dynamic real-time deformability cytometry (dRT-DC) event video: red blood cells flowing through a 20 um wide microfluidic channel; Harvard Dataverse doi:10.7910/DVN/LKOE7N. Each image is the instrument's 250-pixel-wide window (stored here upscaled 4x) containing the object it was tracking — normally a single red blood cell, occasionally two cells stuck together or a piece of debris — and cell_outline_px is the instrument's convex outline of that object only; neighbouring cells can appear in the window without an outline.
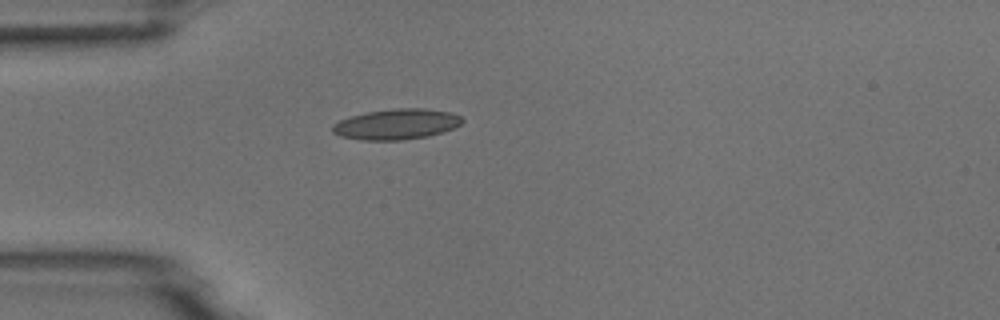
{"species": "common noctule bat (a hibernating species)", "species_latin": "Nyctalus noctula", "temperature_condition": "room temperature", "stored_images_in_passage": 1, "camera_frame_rate_fps": 3000, "um_per_image_px": 0.085, "animal": {"sex": "male", "body_mass_g": 18.8}, "frame": {"image": 1, "passage_image": 1, "time_ms": 0.0, "image_size_px": [1000, 320], "cell_outline_px": [[464, 120], [460, 124], [452, 128], [428, 136], [400, 140], [360, 140], [340, 136], [332, 132], [332, 124], [340, 120], [352, 116], [368, 112], [392, 108], [424, 108], [452, 112], [460, 116]], "centroid_in_image_um": [33.68, 10.55], "position_along_channel_um": 51.3, "area_um2": 23.0}}